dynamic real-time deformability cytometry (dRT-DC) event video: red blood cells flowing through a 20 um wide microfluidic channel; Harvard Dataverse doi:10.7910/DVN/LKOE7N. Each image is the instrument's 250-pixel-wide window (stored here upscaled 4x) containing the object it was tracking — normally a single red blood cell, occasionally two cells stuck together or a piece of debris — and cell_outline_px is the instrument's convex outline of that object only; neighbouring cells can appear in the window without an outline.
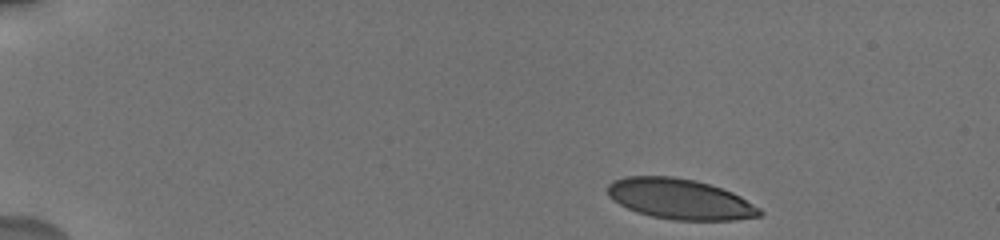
{"species": "human", "species_latin": "Homo sapiens", "temperature_condition": "cold", "stored_images_in_passage": 27, "camera_frame_rate_fps": 3000, "um_per_image_px": 0.085, "donor": {"sex": "male"}, "frame": {"image": 1, "passage_image": 1, "time_ms": 0.0, "image_size_px": [1000, 240], "cell_outline_px": [[764, 212], [760, 216], [732, 220], [672, 220], [652, 216], [636, 212], [612, 200], [608, 196], [608, 184], [612, 180], [624, 176], [672, 176], [696, 180], [732, 192], [740, 196], [760, 208]], "centroid_in_image_um": [57.77, 16.91], "position_along_channel_um": 27.2, "area_um2": 35.89}}
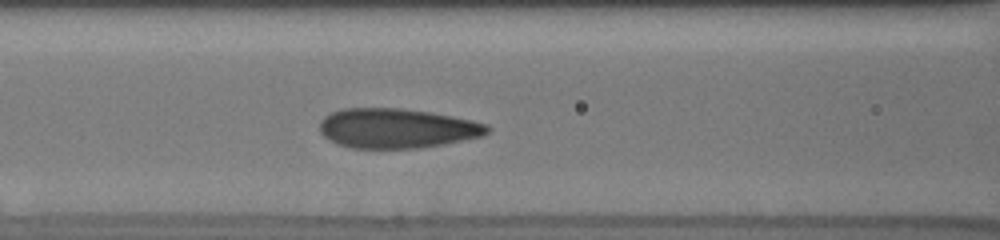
{"frame": {"image": 2, "passage_image": 10, "time_ms": 5.667, "image_size_px": [1000, 240], "cell_outline_px": [[492, 128], [484, 136], [444, 144], [420, 148], [352, 148], [336, 144], [328, 140], [320, 132], [320, 120], [324, 116], [332, 112], [344, 108], [400, 108], [428, 112], [452, 116], [472, 120], [488, 124]], "centroid_in_image_um": [33.74, 10.91], "position_along_channel_um": 132.9, "area_um2": 39.02}}
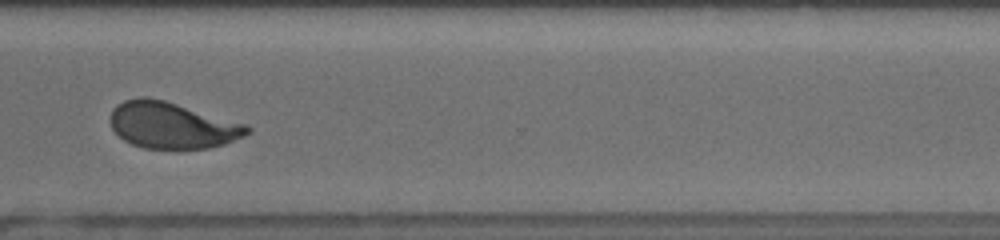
{"frame": {"image": 3, "passage_image": 20, "time_ms": 11.667, "image_size_px": [1000, 240], "cell_outline_px": [[252, 132], [244, 136], [224, 144], [208, 148], [176, 152], [144, 148], [132, 144], [124, 140], [112, 128], [112, 108], [116, 104], [124, 100], [140, 96], [144, 96], [164, 100], [248, 124], [252, 128]], "centroid_in_image_um": [14.67, 10.69], "position_along_channel_um": 355.9, "area_um2": 37.86}, "authors_computed_cell_mechanics": {"area_um2": 37.9746, "velocity_mm_per_s": 3.7221, "shape_relaxation_time_tau1_ms": 5.9918, "shape_relaxation_time_tau2_ms": null, "deformation_change_tau1": 0.1765, "deformation_change_tau2": null}}